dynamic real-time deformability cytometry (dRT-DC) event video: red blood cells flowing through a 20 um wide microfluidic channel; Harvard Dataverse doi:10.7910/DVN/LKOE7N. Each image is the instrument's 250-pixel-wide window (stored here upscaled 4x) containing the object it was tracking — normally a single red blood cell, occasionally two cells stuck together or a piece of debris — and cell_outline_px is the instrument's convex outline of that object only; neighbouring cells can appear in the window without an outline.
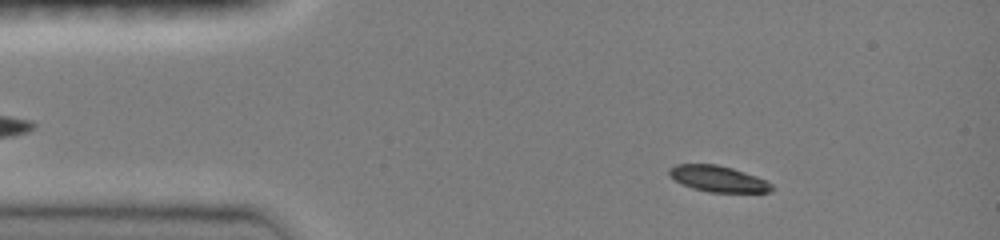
{"species": "common noctule bat (a hibernating species)", "species_latin": "Nyctalus noctula", "temperature_condition": "room temperature", "stored_images_in_passage": 33, "camera_frame_rate_fps": 3000, "um_per_image_px": 0.085, "animal": {"sex": "female", "body_mass_g": 19.0, "forearm_length_mm": 51.5}, "frame": {"image": 1, "passage_image": 15, "time_ms": 2.0, "image_size_px": [1000, 240], "cell_outline_px": [[772, 192], [708, 192], [692, 188], [668, 176], [668, 168], [676, 164], [716, 164], [732, 168], [756, 176], [772, 184]], "centroid_in_image_um": [61.0, 15.19], "position_along_channel_um": 24.0, "area_um2": 15.49}}
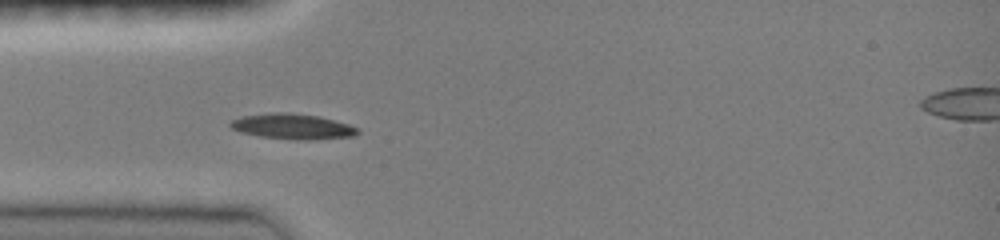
{"frame": {"image": 2, "passage_image": 32, "time_ms": 4.333, "image_size_px": [1000, 240], "cell_outline_px": [[360, 132], [356, 136], [316, 140], [300, 140], [260, 136], [240, 132], [232, 128], [228, 124], [232, 120], [240, 116], [272, 112], [292, 112], [320, 116], [348, 124], [360, 128]], "centroid_in_image_um": [24.91, 10.74], "position_along_channel_um": 60.1, "area_um2": 19.19}}